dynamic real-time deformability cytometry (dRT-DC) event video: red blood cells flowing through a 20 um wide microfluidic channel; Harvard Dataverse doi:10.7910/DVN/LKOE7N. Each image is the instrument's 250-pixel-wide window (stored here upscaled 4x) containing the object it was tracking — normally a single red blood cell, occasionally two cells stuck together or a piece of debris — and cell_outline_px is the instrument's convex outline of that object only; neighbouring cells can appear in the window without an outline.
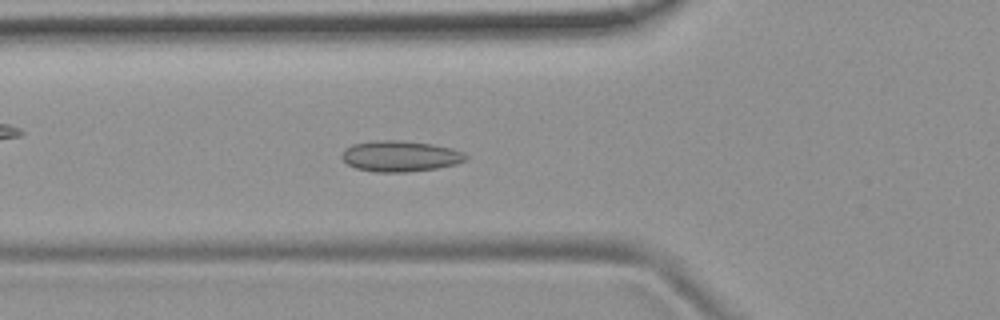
{"species": "common noctule bat (a hibernating species)", "species_latin": "Nyctalus noctula", "temperature_condition": "room temperature", "stored_images_in_passage": 52, "camera_frame_rate_fps": 3000, "um_per_image_px": 0.085, "animal": {"sex": "female", "body_mass_g": 19.9}, "frame": {"image": 1, "passage_image": 18, "time_ms": 5.667, "image_size_px": [1000, 320], "cell_outline_px": [[468, 156], [464, 160], [456, 164], [436, 168], [408, 172], [376, 172], [356, 168], [348, 164], [340, 156], [344, 148], [352, 144], [384, 140], [396, 140], [432, 144], [452, 148], [464, 152]], "centroid_in_image_um": [34.01, 13.28], "position_along_channel_um": 91.8, "area_um2": 22.2}}
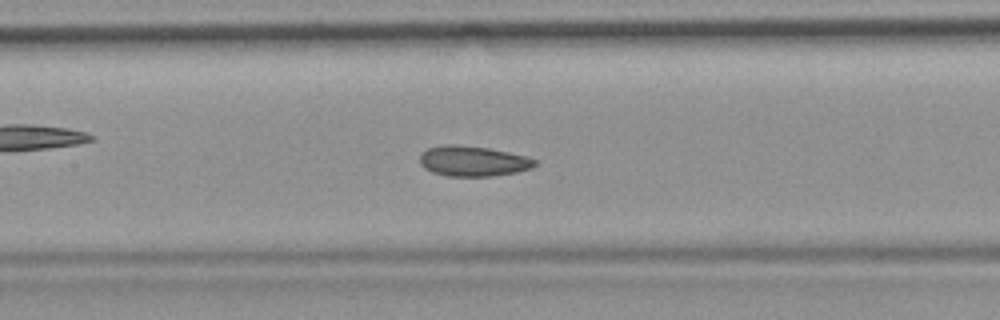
{"frame": {"image": 2, "passage_image": 24, "time_ms": 7.667, "image_size_px": [1000, 320], "cell_outline_px": [[536, 164], [532, 168], [516, 172], [492, 176], [448, 176], [432, 172], [424, 168], [420, 164], [420, 156], [428, 148], [448, 144], [452, 144], [488, 148], [528, 156], [536, 160]], "centroid_in_image_um": [40.22, 13.7], "position_along_channel_um": 167.2, "area_um2": 20.23}}
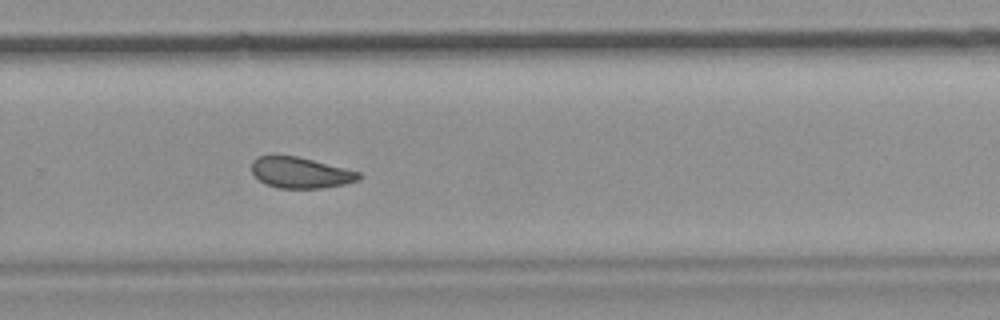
{"frame": {"image": 3, "passage_image": 35, "time_ms": 11.333, "image_size_px": [1000, 320], "cell_outline_px": [[364, 176], [360, 180], [344, 184], [320, 188], [276, 188], [264, 184], [252, 172], [252, 160], [260, 156], [296, 156], [360, 172]], "centroid_in_image_um": [25.56, 14.69], "position_along_channel_um": 304.2, "area_um2": 19.19}, "authors_computed_cell_mechanics": {"area_um2": 20.808, "velocity_mm_per_s": 3.7498, "shape_relaxation_time_tau1_ms": null, "shape_relaxation_time_tau2_ms": 4.1169, "deformation_change_tau1": null, "deformation_change_tau2": 0.0823}}